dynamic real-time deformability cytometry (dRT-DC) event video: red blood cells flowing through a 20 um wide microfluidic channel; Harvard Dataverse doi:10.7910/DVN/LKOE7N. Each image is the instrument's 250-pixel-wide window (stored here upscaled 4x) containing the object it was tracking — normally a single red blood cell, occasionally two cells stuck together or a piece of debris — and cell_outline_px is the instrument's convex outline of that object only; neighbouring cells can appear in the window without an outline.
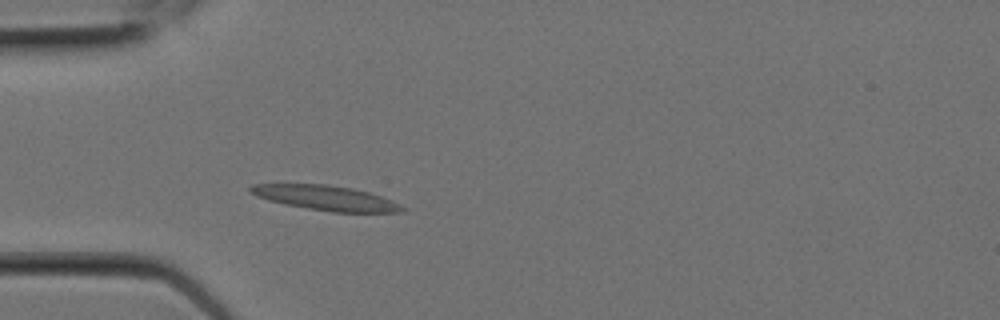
{"species": "Egyptian fruit bat (a non-hibernating species)", "species_latin": "Rousettus aegyptiacus", "temperature_condition": "room temperature", "stored_images_in_passage": 4, "camera_frame_rate_fps": 3000, "um_per_image_px": 0.085, "animal": {"sex": "female"}, "frame": {"image": 1, "passage_image": 4, "time_ms": 1.0, "image_size_px": [1000, 320], "cell_outline_px": [[404, 212], [332, 212], [284, 204], [268, 200], [256, 196], [248, 192], [248, 188], [252, 184], [328, 184], [352, 188], [368, 192], [392, 200], [400, 204], [404, 208]], "centroid_in_image_um": [27.66, 16.82], "position_along_channel_um": 57.3, "area_um2": 21.91}}